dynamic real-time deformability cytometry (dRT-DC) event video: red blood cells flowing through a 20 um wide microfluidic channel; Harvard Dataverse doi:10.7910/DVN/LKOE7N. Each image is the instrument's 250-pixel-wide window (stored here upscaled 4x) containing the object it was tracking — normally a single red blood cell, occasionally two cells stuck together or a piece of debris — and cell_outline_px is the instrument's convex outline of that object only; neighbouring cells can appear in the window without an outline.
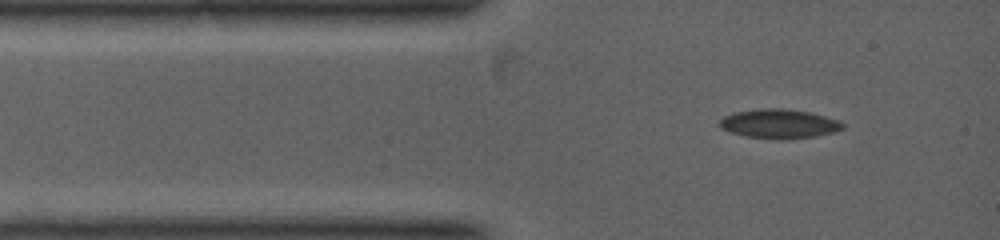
{"species": "common noctule bat (a hibernating species)", "species_latin": "Nyctalus noctula", "temperature_condition": "warm", "stored_images_in_passage": 3, "camera_frame_rate_fps": 5000, "um_per_image_px": 0.085, "animal": {"sex": "female", "body_mass_g": 19.0, "forearm_length_mm": 53.3}, "frame": {"image": 1, "passage_image": 1, "time_ms": 0.0, "image_size_px": [1000, 240], "cell_outline_px": [[844, 128], [832, 132], [816, 136], [780, 140], [748, 136], [732, 132], [720, 128], [720, 120], [724, 116], [736, 112], [760, 108], [784, 108], [808, 112], [840, 120], [844, 124]], "centroid_in_image_um": [66.24, 10.52], "position_along_channel_um": 18.8, "area_um2": 20.81}}